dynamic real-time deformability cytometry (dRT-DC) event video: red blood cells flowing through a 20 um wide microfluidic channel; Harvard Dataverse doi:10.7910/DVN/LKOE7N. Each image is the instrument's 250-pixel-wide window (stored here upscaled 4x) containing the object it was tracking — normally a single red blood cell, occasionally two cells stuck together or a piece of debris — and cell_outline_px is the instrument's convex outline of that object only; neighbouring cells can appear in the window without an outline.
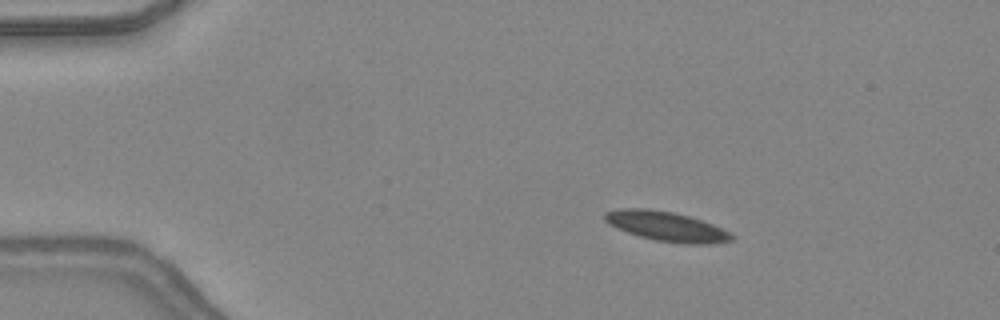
{"species": "common noctule bat (a hibernating species)", "species_latin": "Nyctalus noctula", "temperature_condition": "warm", "stored_images_in_passage": 49, "camera_frame_rate_fps": 3000, "um_per_image_px": 0.085, "animal": {"sex": "female", "body_mass_g": 24.6, "forearm_length_mm": 56.2}, "frame": {"image": 1, "passage_image": 9, "time_ms": 2.667, "image_size_px": [1000, 320], "cell_outline_px": [[736, 236], [732, 240], [716, 244], [680, 244], [656, 240], [640, 236], [616, 228], [608, 224], [604, 220], [604, 212], [620, 208], [648, 208], [672, 212], [688, 216], [712, 224]], "centroid_in_image_um": [56.63, 19.25], "position_along_channel_um": 28.4, "area_um2": 21.96}}
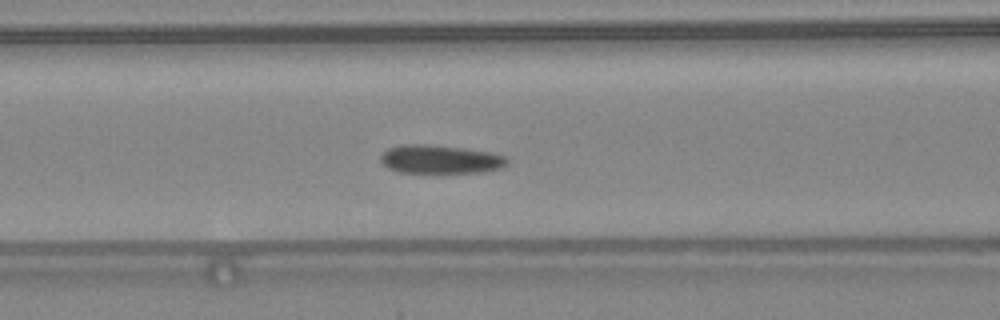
{"frame": {"image": 2, "passage_image": 21, "time_ms": 6.667, "image_size_px": [1000, 320], "cell_outline_px": [[508, 164], [504, 168], [484, 172], [400, 172], [388, 168], [380, 160], [380, 156], [388, 148], [400, 144], [424, 144], [464, 148], [492, 152], [504, 156], [508, 160]], "centroid_in_image_um": [37.45, 13.53], "position_along_channel_um": 129.1, "area_um2": 21.1}}
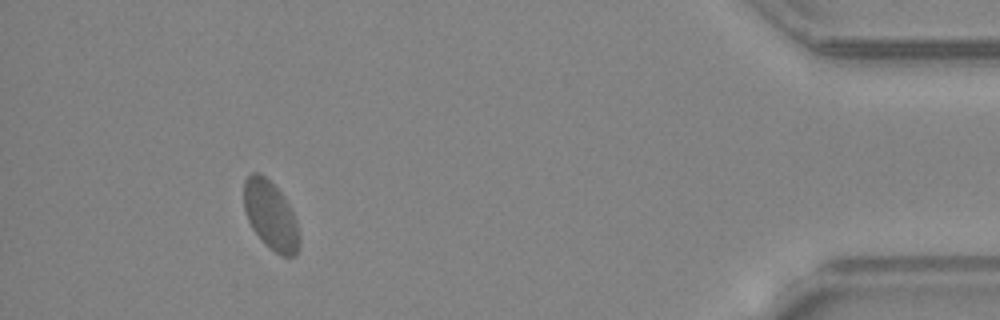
{"frame": {"image": 3, "passage_image": 45, "time_ms": 14.667, "image_size_px": [1000, 320], "cell_outline_px": [[300, 248], [296, 256], [280, 256], [268, 248], [260, 240], [252, 228], [244, 212], [244, 180], [252, 172], [256, 172], [264, 176], [280, 192], [288, 204], [296, 220], [300, 236]], "centroid_in_image_um": [23.01, 18.37], "position_along_channel_um": 412.2, "area_um2": 22.31}}